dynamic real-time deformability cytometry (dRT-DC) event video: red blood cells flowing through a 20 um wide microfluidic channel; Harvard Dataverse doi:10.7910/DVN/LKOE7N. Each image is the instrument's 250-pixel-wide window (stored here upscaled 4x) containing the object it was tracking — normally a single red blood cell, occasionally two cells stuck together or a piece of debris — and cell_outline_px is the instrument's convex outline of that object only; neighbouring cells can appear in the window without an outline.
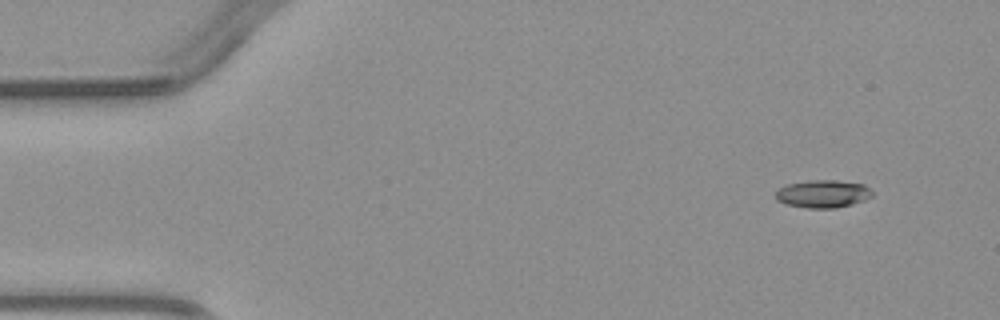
{"species": "common noctule bat (a hibernating species)", "species_latin": "Nyctalus noctula", "temperature_condition": "warm", "stored_images_in_passage": 4, "segment_of_instrument_passage": [1, 2], "camera_frame_rate_fps": 3000, "um_per_image_px": 0.085, "animal": {"sex": "male", "body_mass_g": 23.1, "forearm_length_mm": 52.7}, "frame": {"image": 1, "passage_image": 1, "time_ms": 0.0, "image_size_px": [1000, 320], "cell_outline_px": [[872, 196], [864, 200], [852, 204], [836, 208], [808, 208], [784, 204], [776, 200], [776, 192], [780, 188], [788, 184], [808, 180], [836, 180], [864, 184], [872, 192]], "centroid_in_image_um": [69.93, 16.48], "position_along_channel_um": 15.1, "area_um2": 15.61}}